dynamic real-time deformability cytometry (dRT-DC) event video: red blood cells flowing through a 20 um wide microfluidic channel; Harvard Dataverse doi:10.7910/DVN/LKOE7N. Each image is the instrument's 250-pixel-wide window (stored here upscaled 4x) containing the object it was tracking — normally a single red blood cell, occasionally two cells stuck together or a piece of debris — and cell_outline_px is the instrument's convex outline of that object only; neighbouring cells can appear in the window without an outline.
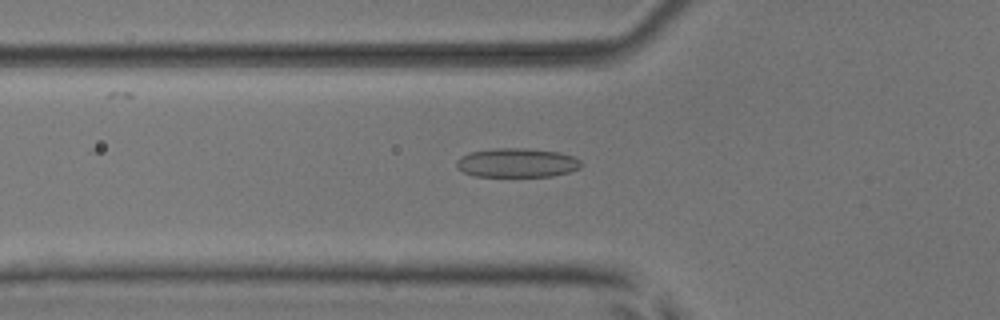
{"species": "common noctule bat (a hibernating species)", "species_latin": "Nyctalus noctula", "temperature_condition": "room temperature", "stored_images_in_passage": 38, "camera_frame_rate_fps": 3000, "um_per_image_px": 0.085, "animal": {"sex": "male", "body_mass_g": 17.9, "forearm_length_mm": 54.2}, "frame": {"image": 1, "passage_image": 4, "time_ms": 1.0, "image_size_px": [1000, 320], "cell_outline_px": [[584, 164], [580, 168], [568, 172], [552, 176], [476, 176], [464, 172], [456, 168], [456, 160], [460, 156], [472, 152], [496, 148], [524, 148], [560, 152], [572, 156], [580, 160]], "centroid_in_image_um": [43.95, 13.83], "position_along_channel_um": 81.9, "area_um2": 21.15}}
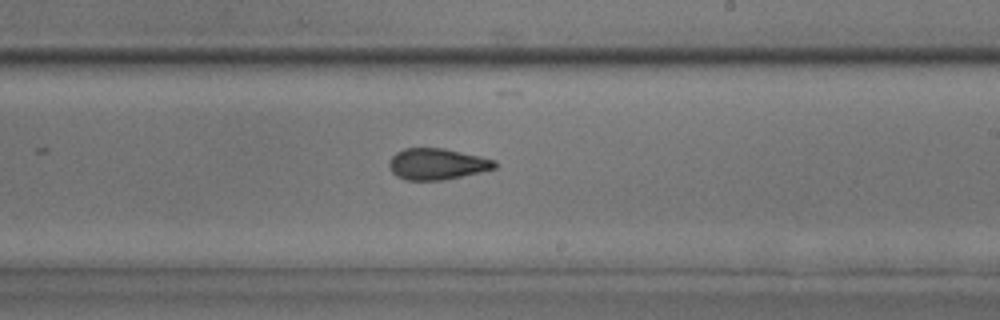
{"frame": {"image": 2, "passage_image": 17, "time_ms": 5.333, "image_size_px": [1000, 320], "cell_outline_px": [[496, 168], [480, 172], [444, 180], [408, 180], [396, 176], [392, 172], [388, 164], [392, 156], [396, 152], [404, 148], [444, 148], [480, 156], [496, 160]], "centroid_in_image_um": [37.14, 13.94], "position_along_channel_um": 251.9, "area_um2": 19.25}}
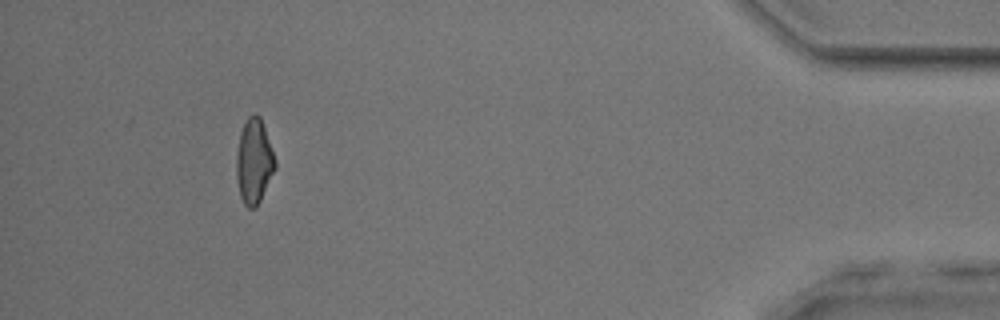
{"frame": {"image": 3, "passage_image": 34, "time_ms": 11.0, "image_size_px": [1000, 320], "cell_outline_px": [[276, 168], [256, 208], [248, 208], [244, 204], [240, 196], [236, 176], [236, 156], [240, 132], [248, 116], [256, 112], [260, 116], [276, 160]], "centroid_in_image_um": [21.58, 13.71], "position_along_channel_um": 413.6, "area_um2": 19.13}, "authors_computed_cell_mechanics": {"area_um2": 19.363, "velocity_mm_per_s": 3.9231, "shape_relaxation_time_tau1_ms": 3.1106, "shape_relaxation_time_tau2_ms": 2.6465, "deformation_change_tau1": 0.1054, "deformation_change_tau2": 0.1063}}